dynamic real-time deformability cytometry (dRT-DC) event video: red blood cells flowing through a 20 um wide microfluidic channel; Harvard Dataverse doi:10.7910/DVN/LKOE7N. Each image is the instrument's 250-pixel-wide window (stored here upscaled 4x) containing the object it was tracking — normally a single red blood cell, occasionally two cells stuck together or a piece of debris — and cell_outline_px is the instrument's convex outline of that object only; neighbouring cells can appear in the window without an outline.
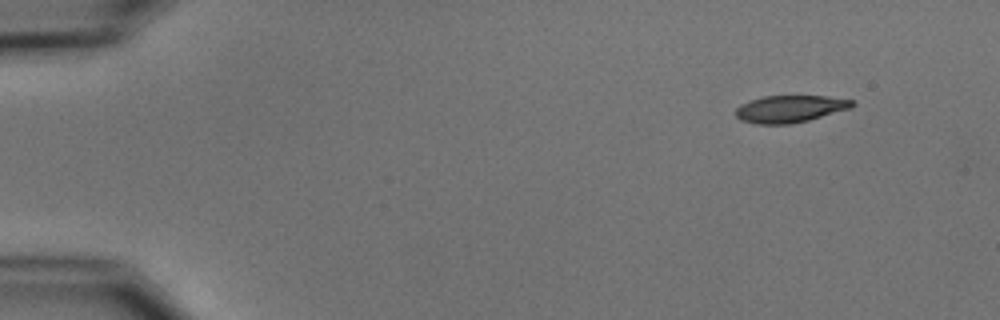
{"species": "common noctule bat (a hibernating species)", "species_latin": "Nyctalus noctula", "temperature_condition": "cold", "stored_images_in_passage": 4, "camera_frame_rate_fps": 3000, "um_per_image_px": 0.085, "animal": {"sex": "male", "body_mass_g": 15.6}, "frame": {"image": 1, "passage_image": 1, "time_ms": 0.0, "image_size_px": [1000, 320], "cell_outline_px": [[856, 104], [852, 108], [808, 120], [788, 124], [756, 124], [740, 120], [736, 116], [736, 108], [740, 104], [748, 100], [764, 96], [828, 96], [852, 100]], "centroid_in_image_um": [67.14, 9.25], "position_along_channel_um": 17.9, "area_um2": 18.5}}
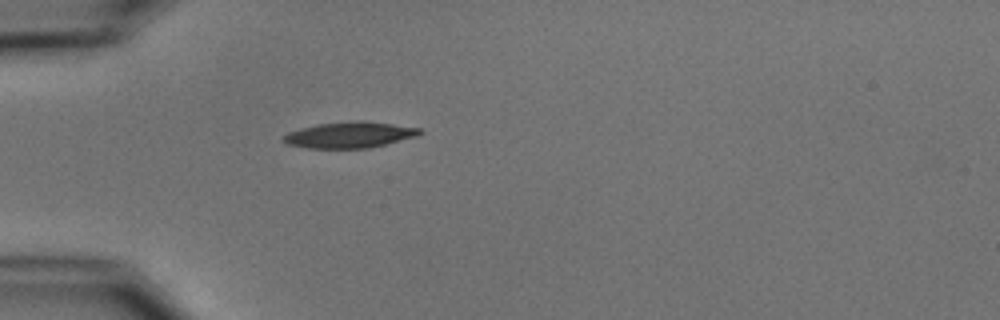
{"frame": {"image": 2, "passage_image": 4, "time_ms": 3.667, "image_size_px": [1000, 320], "cell_outline_px": [[424, 132], [416, 136], [368, 148], [308, 148], [288, 144], [280, 140], [288, 132], [300, 128], [320, 124], [356, 120], [364, 120], [420, 128]], "centroid_in_image_um": [29.7, 11.46], "position_along_channel_um": 55.3, "area_um2": 20.52}}